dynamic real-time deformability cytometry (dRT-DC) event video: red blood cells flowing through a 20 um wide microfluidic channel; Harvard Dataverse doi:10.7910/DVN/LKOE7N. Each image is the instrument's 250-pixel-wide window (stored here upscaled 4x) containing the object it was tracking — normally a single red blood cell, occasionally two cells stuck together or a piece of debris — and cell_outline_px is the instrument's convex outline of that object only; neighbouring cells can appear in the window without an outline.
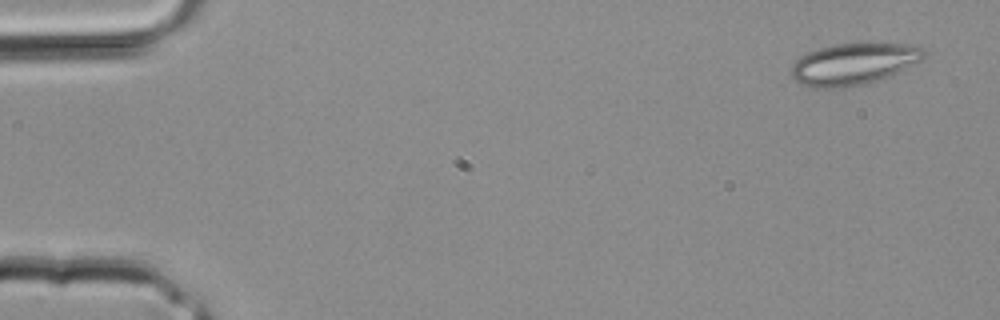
{"species": "common noctule bat (a hibernating species)", "species_latin": "Nyctalus noctula", "temperature_condition": "room temperature", "stored_images_in_passage": 3, "camera_frame_rate_fps": 3000, "um_per_image_px": 0.085, "animal": {"sex": "male", "body_mass_g": 20.4}, "frame": {"image": 1, "passage_image": 1, "time_ms": 0.0, "image_size_px": [1000, 320], "cell_outline_px": [[924, 56], [920, 60], [896, 72], [876, 80], [864, 84], [844, 88], [812, 88], [800, 84], [788, 72], [792, 64], [800, 56], [808, 52], [820, 48], [836, 44], [912, 44], [920, 48], [924, 52]], "centroid_in_image_um": [72.45, 5.45], "position_along_channel_um": 12.5, "area_um2": 31.73}}
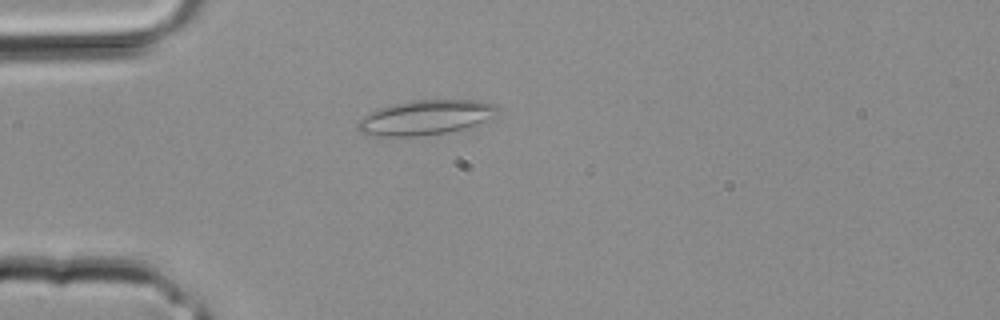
{"frame": {"image": 2, "passage_image": 3, "time_ms": 0.667, "image_size_px": [1000, 320], "cell_outline_px": [[500, 108], [484, 120], [464, 128], [448, 132], [416, 136], [372, 136], [360, 132], [356, 128], [356, 124], [364, 116], [376, 108], [396, 104], [420, 100], [480, 100], [496, 104]], "centroid_in_image_um": [36.11, 9.99], "position_along_channel_um": 48.9, "area_um2": 27.86}}